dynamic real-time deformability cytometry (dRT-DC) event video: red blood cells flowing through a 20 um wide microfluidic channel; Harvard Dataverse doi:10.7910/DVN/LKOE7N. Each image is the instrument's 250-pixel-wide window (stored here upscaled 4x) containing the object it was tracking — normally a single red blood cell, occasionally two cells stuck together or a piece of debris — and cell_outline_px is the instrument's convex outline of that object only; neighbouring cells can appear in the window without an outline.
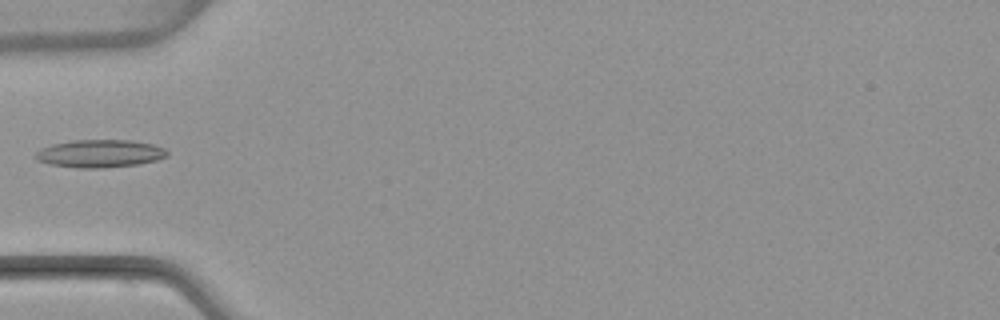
{"species": "common noctule bat (a hibernating species)", "species_latin": "Nyctalus noctula", "temperature_condition": "warm", "stored_images_in_passage": 6, "camera_frame_rate_fps": 3000, "um_per_image_px": 0.085, "animal": {"sex": "female", "body_mass_g": 22.7, "forearm_length_mm": 54.2}, "frame": {"image": 1, "passage_image": 5, "time_ms": 5.0, "image_size_px": [1000, 320], "cell_outline_px": [[168, 156], [156, 160], [140, 164], [104, 168], [76, 168], [52, 164], [36, 160], [36, 152], [40, 148], [52, 144], [72, 140], [132, 140], [152, 144], [164, 148], [168, 152]], "centroid_in_image_um": [8.5, 13.05], "position_along_channel_um": 76.5, "area_um2": 21.39}}
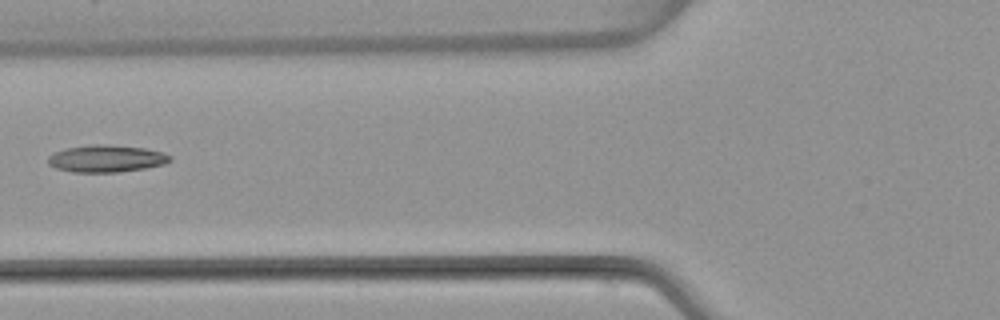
{"frame": {"image": 2, "passage_image": 6, "time_ms": 6.0, "image_size_px": [1000, 320], "cell_outline_px": [[172, 160], [164, 164], [144, 168], [116, 172], [72, 172], [56, 168], [48, 164], [48, 156], [64, 148], [92, 144], [104, 144], [144, 148], [160, 152], [172, 156]], "centroid_in_image_um": [9.01, 13.48], "position_along_channel_um": 116.8, "area_um2": 19.19}}